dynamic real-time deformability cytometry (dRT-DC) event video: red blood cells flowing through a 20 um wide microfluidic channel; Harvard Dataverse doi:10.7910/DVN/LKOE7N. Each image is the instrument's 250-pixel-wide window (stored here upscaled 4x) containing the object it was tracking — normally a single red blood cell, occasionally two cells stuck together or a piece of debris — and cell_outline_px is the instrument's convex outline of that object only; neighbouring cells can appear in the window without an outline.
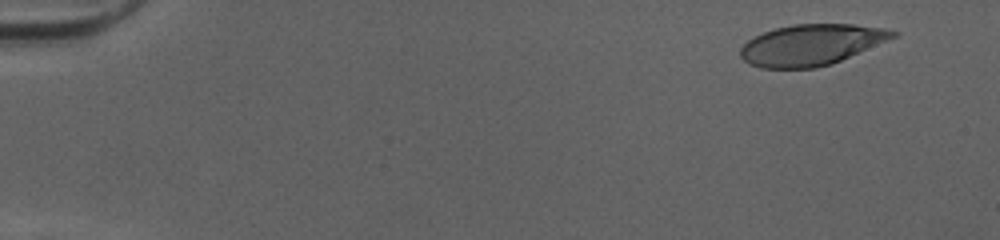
{"species": "human", "species_latin": "Homo sapiens", "temperature_condition": "cold", "stored_images_in_passage": 51, "camera_frame_rate_fps": 3000, "um_per_image_px": 0.085, "donor": {"sex": "female"}, "frame": {"image": 1, "passage_image": 4, "time_ms": 1.0, "image_size_px": [1000, 240], "cell_outline_px": [[900, 32], [896, 36], [832, 64], [816, 68], [760, 68], [748, 64], [740, 56], [740, 48], [748, 40], [764, 32], [776, 28], [792, 24], [852, 24], [884, 28]], "centroid_in_image_um": [68.93, 3.81], "position_along_channel_um": 16.1, "area_um2": 36.24}}
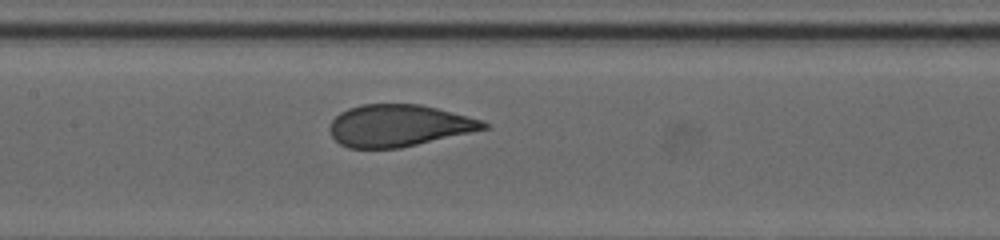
{"frame": {"image": 2, "passage_image": 26, "time_ms": 8.333, "image_size_px": [1000, 240], "cell_outline_px": [[492, 128], [400, 148], [348, 148], [340, 144], [332, 136], [328, 128], [332, 120], [340, 112], [348, 108], [360, 104], [420, 104], [484, 120]], "centroid_in_image_um": [33.91, 10.67], "position_along_channel_um": 173.5, "area_um2": 37.8}}
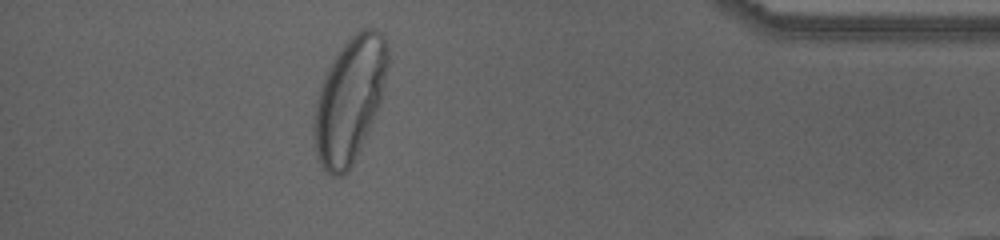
{"frame": {"image": 3, "passage_image": 46, "time_ms": 15.0, "image_size_px": [1000, 240], "cell_outline_px": [[388, 64], [380, 104], [376, 116], [348, 172], [340, 176], [332, 176], [320, 164], [316, 152], [312, 136], [312, 120], [324, 72], [336, 52], [356, 32], [364, 28], [372, 28], [380, 32], [388, 48]], "centroid_in_image_um": [29.69, 8.49], "position_along_channel_um": 405.5, "area_um2": 53.7}, "authors_computed_cell_mechanics": {"area_um2": 38.3792, "velocity_mm_per_s": 4.046, "shape_relaxation_time_tau1_ms": 3.8076, "shape_relaxation_time_tau2_ms": null, "deformation_change_tau1": 0.2103, "deformation_change_tau2": null}}